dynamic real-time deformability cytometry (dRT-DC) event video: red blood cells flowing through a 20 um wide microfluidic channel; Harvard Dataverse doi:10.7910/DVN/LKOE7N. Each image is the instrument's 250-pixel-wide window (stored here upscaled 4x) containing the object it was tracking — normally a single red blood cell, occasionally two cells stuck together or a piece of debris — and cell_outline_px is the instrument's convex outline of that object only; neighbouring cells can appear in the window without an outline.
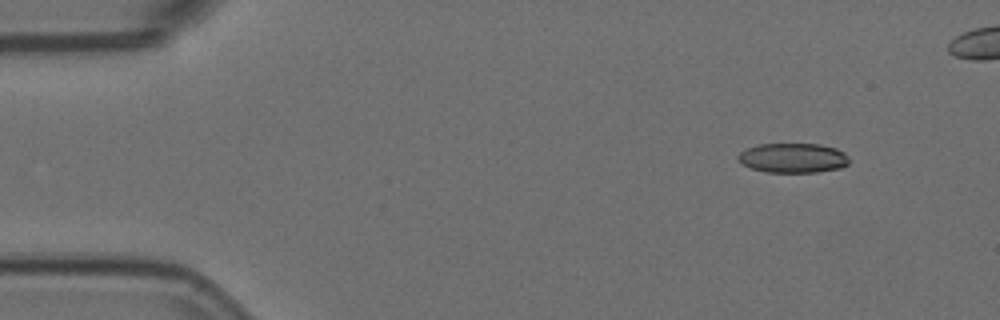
{"species": "Egyptian fruit bat (a non-hibernating species)", "species_latin": "Rousettus aegyptiacus", "temperature_condition": "room temperature", "stored_images_in_passage": 5, "camera_frame_rate_fps": 3000, "um_per_image_px": 0.085, "animal": {"sex": "female"}, "frame": {"image": 1, "passage_image": 2, "time_ms": 0.333, "image_size_px": [1000, 320], "cell_outline_px": [[848, 164], [840, 168], [816, 172], [764, 172], [740, 164], [736, 160], [736, 156], [740, 152], [748, 148], [760, 144], [820, 144], [836, 148], [844, 152], [848, 156]], "centroid_in_image_um": [67.37, 13.43], "position_along_channel_um": 17.6, "area_um2": 19.31}}